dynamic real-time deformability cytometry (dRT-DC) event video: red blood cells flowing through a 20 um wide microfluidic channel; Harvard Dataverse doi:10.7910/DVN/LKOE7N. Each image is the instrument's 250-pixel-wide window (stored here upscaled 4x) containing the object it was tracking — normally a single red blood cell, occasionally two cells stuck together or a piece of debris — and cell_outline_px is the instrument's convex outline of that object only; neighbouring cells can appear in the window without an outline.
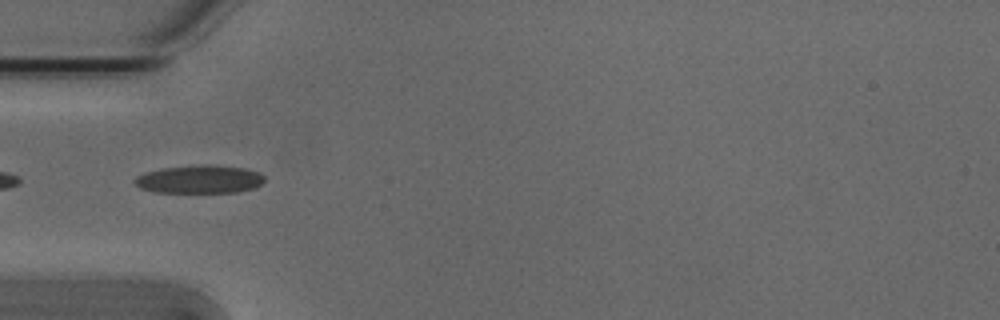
{"species": "Egyptian fruit bat (a non-hibernating species)", "species_latin": "Rousettus aegyptiacus", "temperature_condition": "cold", "stored_images_in_passage": 40, "camera_frame_rate_fps": 3000, "um_per_image_px": 0.085, "animal": {"sex": "male"}, "frame": {"image": 1, "passage_image": 3, "time_ms": 0.667, "image_size_px": [1000, 320], "cell_outline_px": [[264, 180], [260, 184], [252, 188], [236, 192], [152, 192], [140, 188], [132, 180], [136, 176], [144, 172], [160, 168], [204, 164], [208, 164], [244, 168], [260, 172], [264, 176]], "centroid_in_image_um": [16.91, 15.23], "position_along_channel_um": 68.1, "area_um2": 21.39}}
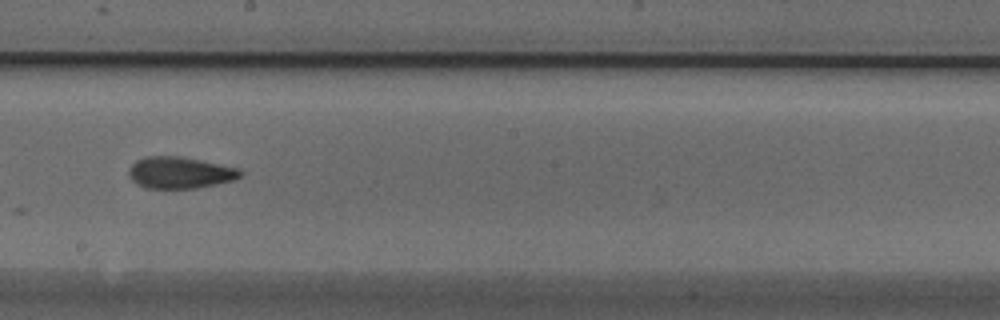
{"frame": {"image": 2, "passage_image": 16, "time_ms": 5.0, "image_size_px": [1000, 320], "cell_outline_px": [[244, 172], [236, 180], [196, 188], [144, 188], [136, 184], [128, 176], [128, 168], [136, 160], [144, 156], [180, 156], [200, 160], [236, 168]], "centroid_in_image_um": [15.24, 14.68], "position_along_channel_um": 233.0, "area_um2": 20.63}}
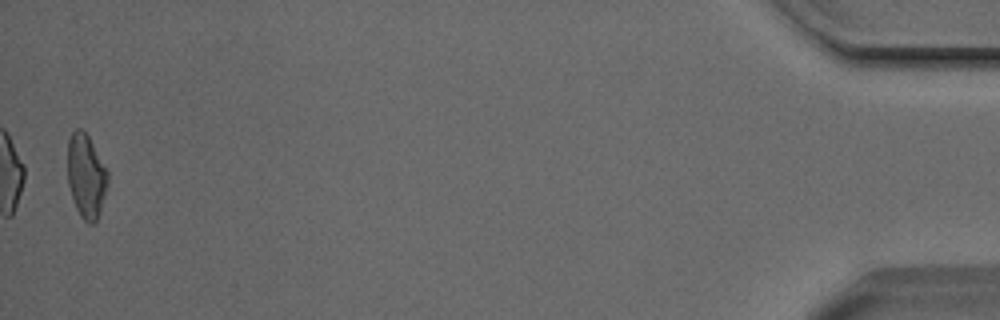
{"frame": {"image": 3, "passage_image": 39, "time_ms": 12.667, "image_size_px": [1000, 320], "cell_outline_px": [[108, 184], [100, 212], [96, 220], [92, 224], [88, 224], [80, 216], [76, 208], [68, 184], [68, 140], [72, 132], [76, 128], [80, 128], [88, 136], [108, 172]], "centroid_in_image_um": [7.32, 14.98], "position_along_channel_um": 427.9, "area_um2": 19.48}}